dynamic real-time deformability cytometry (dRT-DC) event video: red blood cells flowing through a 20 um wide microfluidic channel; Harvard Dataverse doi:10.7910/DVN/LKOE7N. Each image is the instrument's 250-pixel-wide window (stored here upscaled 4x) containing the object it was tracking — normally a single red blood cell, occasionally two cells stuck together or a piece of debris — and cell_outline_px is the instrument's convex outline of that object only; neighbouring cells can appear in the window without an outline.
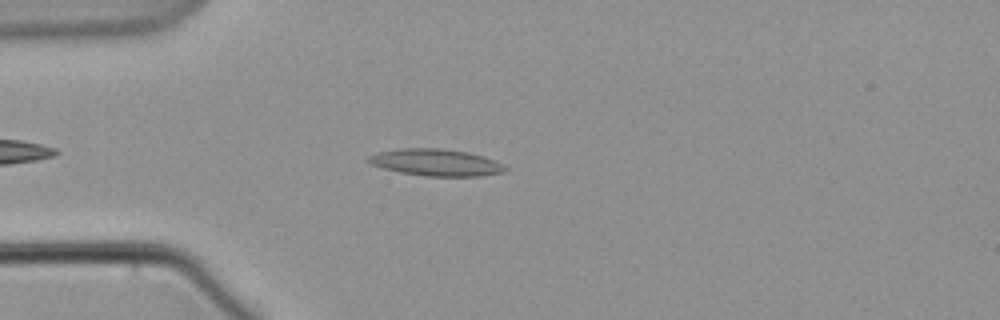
{"species": "common noctule bat (a hibernating species)", "species_latin": "Nyctalus noctula", "temperature_condition": "warm", "stored_images_in_passage": 42, "camera_frame_rate_fps": 3000, "um_per_image_px": 0.085, "animal": {"sex": "male", "body_mass_g": 21.5, "forearm_length_mm": 52.0}, "frame": {"image": 1, "passage_image": 7, "time_ms": 2.0, "image_size_px": [1000, 320], "cell_outline_px": [[508, 168], [504, 172], [480, 176], [424, 176], [400, 172], [384, 168], [372, 164], [364, 160], [368, 156], [380, 152], [400, 148], [440, 148], [468, 152], [484, 156], [504, 164]], "centroid_in_image_um": [37.08, 13.81], "position_along_channel_um": 47.9, "area_um2": 21.44}}
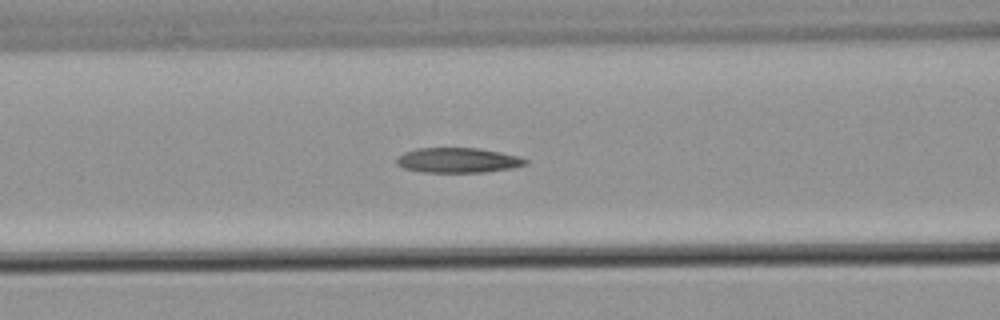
{"frame": {"image": 2, "passage_image": 15, "time_ms": 4.667, "image_size_px": [1000, 320], "cell_outline_px": [[528, 160], [524, 164], [512, 168], [484, 172], [420, 172], [404, 168], [396, 164], [396, 160], [404, 152], [416, 148], [476, 148], [500, 152], [516, 156]], "centroid_in_image_um": [38.87, 13.62], "position_along_channel_um": 127.7, "area_um2": 18.55}}
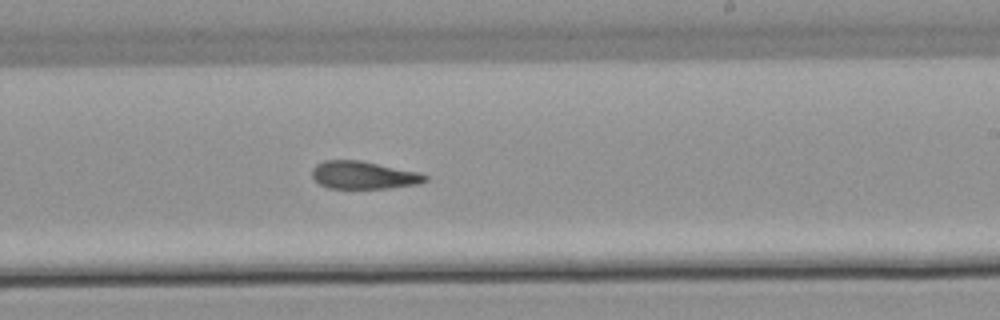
{"frame": {"image": 3, "passage_image": 26, "time_ms": 8.333, "image_size_px": [1000, 320], "cell_outline_px": [[428, 180], [416, 184], [388, 188], [328, 188], [320, 184], [312, 176], [312, 168], [316, 164], [324, 160], [360, 160], [420, 172], [428, 176]], "centroid_in_image_um": [30.9, 14.88], "position_along_channel_um": 258.1, "area_um2": 18.26}}